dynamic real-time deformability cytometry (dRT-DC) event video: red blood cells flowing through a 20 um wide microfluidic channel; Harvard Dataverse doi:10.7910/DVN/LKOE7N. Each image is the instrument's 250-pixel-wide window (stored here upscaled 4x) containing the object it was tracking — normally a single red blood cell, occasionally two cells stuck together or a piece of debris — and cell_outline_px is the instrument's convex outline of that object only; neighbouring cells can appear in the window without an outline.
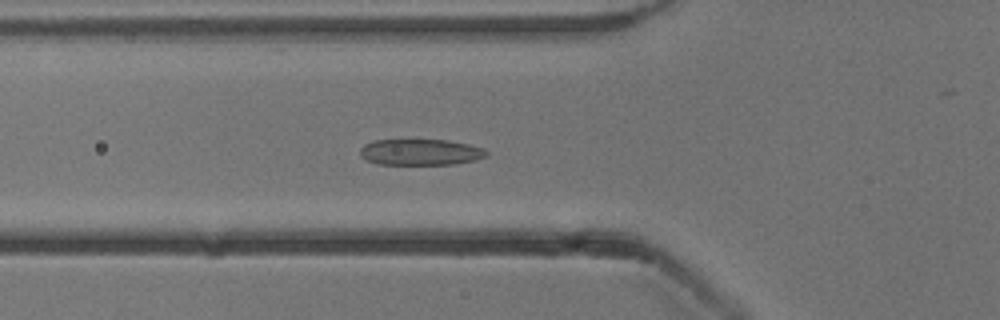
{"species": "common noctule bat (a hibernating species)", "species_latin": "Nyctalus noctula", "temperature_condition": "cold", "stored_images_in_passage": 53, "camera_frame_rate_fps": 3000, "um_per_image_px": 0.085, "animal": {"sex": "male", "body_mass_g": 13.3}, "frame": {"image": 1, "passage_image": 19, "time_ms": 6.0, "image_size_px": [1000, 320], "cell_outline_px": [[488, 156], [476, 160], [456, 164], [380, 164], [368, 160], [360, 156], [360, 148], [364, 144], [372, 140], [448, 140], [468, 144], [484, 148], [488, 152]], "centroid_in_image_um": [35.77, 12.93], "position_along_channel_um": 90.0, "area_um2": 19.31}}
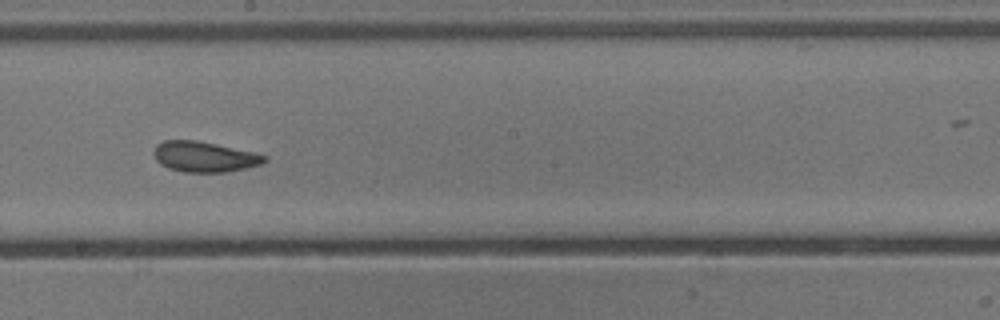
{"frame": {"image": 2, "passage_image": 30, "time_ms": 9.667, "image_size_px": [1000, 320], "cell_outline_px": [[268, 160], [264, 164], [228, 172], [184, 172], [168, 168], [160, 164], [156, 160], [152, 152], [156, 144], [164, 140], [196, 140], [256, 152], [268, 156]], "centroid_in_image_um": [17.4, 13.32], "position_along_channel_um": 230.8, "area_um2": 20.0}}
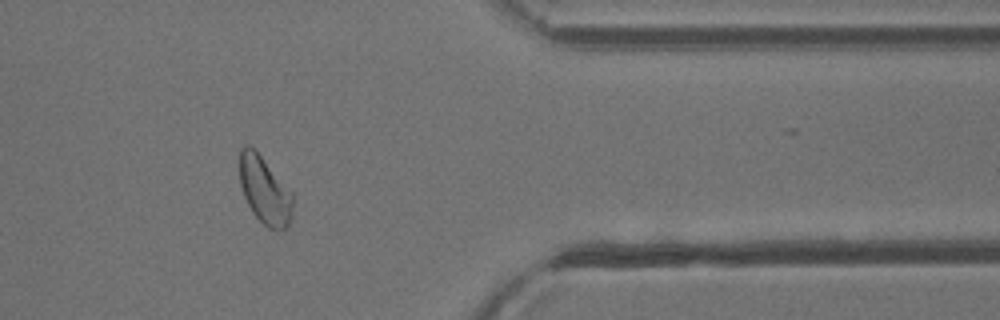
{"frame": {"image": 3, "passage_image": 44, "time_ms": 14.333, "image_size_px": [1000, 320], "cell_outline_px": [[292, 216], [288, 228], [280, 232], [268, 228], [252, 212], [244, 196], [240, 184], [240, 148], [244, 144], [248, 144], [260, 156], [292, 192]], "centroid_in_image_um": [22.51, 16.23], "position_along_channel_um": 388.9, "area_um2": 20.75}, "authors_computed_cell_mechanics": {"area_um2": 20.6924, "velocity_mm_per_s": 3.8137, "shape_relaxation_time_tau1_ms": 3.6145, "shape_relaxation_time_tau2_ms": 1.6507, "deformation_change_tau1": 0.1241, "deformation_change_tau2": 0.0867}}